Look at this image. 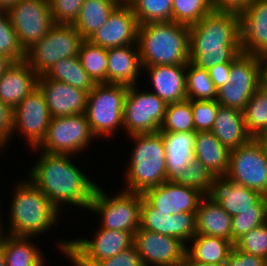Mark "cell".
Listing matches in <instances>:
<instances>
[{
  "label": "cell",
  "mask_w": 267,
  "mask_h": 266,
  "mask_svg": "<svg viewBox=\"0 0 267 266\" xmlns=\"http://www.w3.org/2000/svg\"><path fill=\"white\" fill-rule=\"evenodd\" d=\"M70 157L71 155L43 151L29 170L28 179L59 211L65 203L88 209L98 186L77 168Z\"/></svg>",
  "instance_id": "obj_1"
},
{
  "label": "cell",
  "mask_w": 267,
  "mask_h": 266,
  "mask_svg": "<svg viewBox=\"0 0 267 266\" xmlns=\"http://www.w3.org/2000/svg\"><path fill=\"white\" fill-rule=\"evenodd\" d=\"M242 53L241 17L212 11L189 26V62L200 69L232 62Z\"/></svg>",
  "instance_id": "obj_2"
},
{
  "label": "cell",
  "mask_w": 267,
  "mask_h": 266,
  "mask_svg": "<svg viewBox=\"0 0 267 266\" xmlns=\"http://www.w3.org/2000/svg\"><path fill=\"white\" fill-rule=\"evenodd\" d=\"M137 45L142 67L189 62V26L174 21L139 25Z\"/></svg>",
  "instance_id": "obj_3"
},
{
  "label": "cell",
  "mask_w": 267,
  "mask_h": 266,
  "mask_svg": "<svg viewBox=\"0 0 267 266\" xmlns=\"http://www.w3.org/2000/svg\"><path fill=\"white\" fill-rule=\"evenodd\" d=\"M13 192L8 235L34 238L56 224L61 211L29 179L17 182Z\"/></svg>",
  "instance_id": "obj_4"
},
{
  "label": "cell",
  "mask_w": 267,
  "mask_h": 266,
  "mask_svg": "<svg viewBox=\"0 0 267 266\" xmlns=\"http://www.w3.org/2000/svg\"><path fill=\"white\" fill-rule=\"evenodd\" d=\"M129 137L134 140L135 146L126 170L124 190L143 193L167 181V156L160 131Z\"/></svg>",
  "instance_id": "obj_5"
},
{
  "label": "cell",
  "mask_w": 267,
  "mask_h": 266,
  "mask_svg": "<svg viewBox=\"0 0 267 266\" xmlns=\"http://www.w3.org/2000/svg\"><path fill=\"white\" fill-rule=\"evenodd\" d=\"M128 87L123 84L95 83L88 93L85 114L96 138L113 137L117 128L123 127Z\"/></svg>",
  "instance_id": "obj_6"
},
{
  "label": "cell",
  "mask_w": 267,
  "mask_h": 266,
  "mask_svg": "<svg viewBox=\"0 0 267 266\" xmlns=\"http://www.w3.org/2000/svg\"><path fill=\"white\" fill-rule=\"evenodd\" d=\"M84 39L70 24H54L50 31L25 51V61L38 76L44 75L58 61L78 56Z\"/></svg>",
  "instance_id": "obj_7"
},
{
  "label": "cell",
  "mask_w": 267,
  "mask_h": 266,
  "mask_svg": "<svg viewBox=\"0 0 267 266\" xmlns=\"http://www.w3.org/2000/svg\"><path fill=\"white\" fill-rule=\"evenodd\" d=\"M118 195L108 196L101 186H97L88 210L101 216L100 228L131 232L140 227L142 193L124 190Z\"/></svg>",
  "instance_id": "obj_8"
},
{
  "label": "cell",
  "mask_w": 267,
  "mask_h": 266,
  "mask_svg": "<svg viewBox=\"0 0 267 266\" xmlns=\"http://www.w3.org/2000/svg\"><path fill=\"white\" fill-rule=\"evenodd\" d=\"M95 138L85 113L52 117L44 140L33 149L73 156L86 149Z\"/></svg>",
  "instance_id": "obj_9"
},
{
  "label": "cell",
  "mask_w": 267,
  "mask_h": 266,
  "mask_svg": "<svg viewBox=\"0 0 267 266\" xmlns=\"http://www.w3.org/2000/svg\"><path fill=\"white\" fill-rule=\"evenodd\" d=\"M225 177L267 196V153L257 138L230 150Z\"/></svg>",
  "instance_id": "obj_10"
},
{
  "label": "cell",
  "mask_w": 267,
  "mask_h": 266,
  "mask_svg": "<svg viewBox=\"0 0 267 266\" xmlns=\"http://www.w3.org/2000/svg\"><path fill=\"white\" fill-rule=\"evenodd\" d=\"M167 103L153 92L129 86L124 102L123 128L127 135L158 132Z\"/></svg>",
  "instance_id": "obj_11"
},
{
  "label": "cell",
  "mask_w": 267,
  "mask_h": 266,
  "mask_svg": "<svg viewBox=\"0 0 267 266\" xmlns=\"http://www.w3.org/2000/svg\"><path fill=\"white\" fill-rule=\"evenodd\" d=\"M92 239L65 240L59 249L70 261H100L119 254L133 245L134 235L131 232L98 228Z\"/></svg>",
  "instance_id": "obj_12"
},
{
  "label": "cell",
  "mask_w": 267,
  "mask_h": 266,
  "mask_svg": "<svg viewBox=\"0 0 267 266\" xmlns=\"http://www.w3.org/2000/svg\"><path fill=\"white\" fill-rule=\"evenodd\" d=\"M7 12L24 51L40 41L55 24L49 0H19Z\"/></svg>",
  "instance_id": "obj_13"
},
{
  "label": "cell",
  "mask_w": 267,
  "mask_h": 266,
  "mask_svg": "<svg viewBox=\"0 0 267 266\" xmlns=\"http://www.w3.org/2000/svg\"><path fill=\"white\" fill-rule=\"evenodd\" d=\"M12 134L19 130L32 148H37L44 140L51 115L44 93L36 87L14 109Z\"/></svg>",
  "instance_id": "obj_14"
},
{
  "label": "cell",
  "mask_w": 267,
  "mask_h": 266,
  "mask_svg": "<svg viewBox=\"0 0 267 266\" xmlns=\"http://www.w3.org/2000/svg\"><path fill=\"white\" fill-rule=\"evenodd\" d=\"M133 244L144 266H178L186 255V244L181 240L141 227L134 234Z\"/></svg>",
  "instance_id": "obj_15"
},
{
  "label": "cell",
  "mask_w": 267,
  "mask_h": 266,
  "mask_svg": "<svg viewBox=\"0 0 267 266\" xmlns=\"http://www.w3.org/2000/svg\"><path fill=\"white\" fill-rule=\"evenodd\" d=\"M140 227L177 238L187 245L197 234L196 213L169 214L154 208L143 196Z\"/></svg>",
  "instance_id": "obj_16"
},
{
  "label": "cell",
  "mask_w": 267,
  "mask_h": 266,
  "mask_svg": "<svg viewBox=\"0 0 267 266\" xmlns=\"http://www.w3.org/2000/svg\"><path fill=\"white\" fill-rule=\"evenodd\" d=\"M139 23L130 5L119 4L88 40L103 48L137 44Z\"/></svg>",
  "instance_id": "obj_17"
},
{
  "label": "cell",
  "mask_w": 267,
  "mask_h": 266,
  "mask_svg": "<svg viewBox=\"0 0 267 266\" xmlns=\"http://www.w3.org/2000/svg\"><path fill=\"white\" fill-rule=\"evenodd\" d=\"M142 196L154 208L173 215L182 212L196 213L204 195L195 188L164 181L158 186L145 190Z\"/></svg>",
  "instance_id": "obj_18"
},
{
  "label": "cell",
  "mask_w": 267,
  "mask_h": 266,
  "mask_svg": "<svg viewBox=\"0 0 267 266\" xmlns=\"http://www.w3.org/2000/svg\"><path fill=\"white\" fill-rule=\"evenodd\" d=\"M38 87L44 93L51 117L85 113L88 93L64 82L38 76Z\"/></svg>",
  "instance_id": "obj_19"
},
{
  "label": "cell",
  "mask_w": 267,
  "mask_h": 266,
  "mask_svg": "<svg viewBox=\"0 0 267 266\" xmlns=\"http://www.w3.org/2000/svg\"><path fill=\"white\" fill-rule=\"evenodd\" d=\"M211 195L232 217L246 211H267V196L226 177L217 178Z\"/></svg>",
  "instance_id": "obj_20"
},
{
  "label": "cell",
  "mask_w": 267,
  "mask_h": 266,
  "mask_svg": "<svg viewBox=\"0 0 267 266\" xmlns=\"http://www.w3.org/2000/svg\"><path fill=\"white\" fill-rule=\"evenodd\" d=\"M36 87L34 69L25 60L13 62L0 78V100L13 110Z\"/></svg>",
  "instance_id": "obj_21"
},
{
  "label": "cell",
  "mask_w": 267,
  "mask_h": 266,
  "mask_svg": "<svg viewBox=\"0 0 267 266\" xmlns=\"http://www.w3.org/2000/svg\"><path fill=\"white\" fill-rule=\"evenodd\" d=\"M186 65H154L142 67V71H149L154 91L167 104L187 99Z\"/></svg>",
  "instance_id": "obj_22"
},
{
  "label": "cell",
  "mask_w": 267,
  "mask_h": 266,
  "mask_svg": "<svg viewBox=\"0 0 267 266\" xmlns=\"http://www.w3.org/2000/svg\"><path fill=\"white\" fill-rule=\"evenodd\" d=\"M240 17L242 52L257 55L267 46V0H253Z\"/></svg>",
  "instance_id": "obj_23"
},
{
  "label": "cell",
  "mask_w": 267,
  "mask_h": 266,
  "mask_svg": "<svg viewBox=\"0 0 267 266\" xmlns=\"http://www.w3.org/2000/svg\"><path fill=\"white\" fill-rule=\"evenodd\" d=\"M107 61L106 83L127 86L137 84V77L142 70L137 44L108 48Z\"/></svg>",
  "instance_id": "obj_24"
},
{
  "label": "cell",
  "mask_w": 267,
  "mask_h": 266,
  "mask_svg": "<svg viewBox=\"0 0 267 266\" xmlns=\"http://www.w3.org/2000/svg\"><path fill=\"white\" fill-rule=\"evenodd\" d=\"M197 234L220 237L232 242V216L213 198L204 195L196 212Z\"/></svg>",
  "instance_id": "obj_25"
},
{
  "label": "cell",
  "mask_w": 267,
  "mask_h": 266,
  "mask_svg": "<svg viewBox=\"0 0 267 266\" xmlns=\"http://www.w3.org/2000/svg\"><path fill=\"white\" fill-rule=\"evenodd\" d=\"M166 151L167 181L180 184L181 169L194 158V137L196 132H160Z\"/></svg>",
  "instance_id": "obj_26"
},
{
  "label": "cell",
  "mask_w": 267,
  "mask_h": 266,
  "mask_svg": "<svg viewBox=\"0 0 267 266\" xmlns=\"http://www.w3.org/2000/svg\"><path fill=\"white\" fill-rule=\"evenodd\" d=\"M211 132L229 150L238 148L249 141L243 111L219 105Z\"/></svg>",
  "instance_id": "obj_27"
},
{
  "label": "cell",
  "mask_w": 267,
  "mask_h": 266,
  "mask_svg": "<svg viewBox=\"0 0 267 266\" xmlns=\"http://www.w3.org/2000/svg\"><path fill=\"white\" fill-rule=\"evenodd\" d=\"M230 150L211 131L196 132L194 158L199 160L216 177H225L229 168Z\"/></svg>",
  "instance_id": "obj_28"
},
{
  "label": "cell",
  "mask_w": 267,
  "mask_h": 266,
  "mask_svg": "<svg viewBox=\"0 0 267 266\" xmlns=\"http://www.w3.org/2000/svg\"><path fill=\"white\" fill-rule=\"evenodd\" d=\"M0 218V243L6 259V266H44V254L31 242L30 237L4 235Z\"/></svg>",
  "instance_id": "obj_29"
},
{
  "label": "cell",
  "mask_w": 267,
  "mask_h": 266,
  "mask_svg": "<svg viewBox=\"0 0 267 266\" xmlns=\"http://www.w3.org/2000/svg\"><path fill=\"white\" fill-rule=\"evenodd\" d=\"M190 242L193 245H186V255L204 264H224L234 247L227 239L203 234H196Z\"/></svg>",
  "instance_id": "obj_30"
},
{
  "label": "cell",
  "mask_w": 267,
  "mask_h": 266,
  "mask_svg": "<svg viewBox=\"0 0 267 266\" xmlns=\"http://www.w3.org/2000/svg\"><path fill=\"white\" fill-rule=\"evenodd\" d=\"M119 5L117 0H85L73 26L84 40H88Z\"/></svg>",
  "instance_id": "obj_31"
},
{
  "label": "cell",
  "mask_w": 267,
  "mask_h": 266,
  "mask_svg": "<svg viewBox=\"0 0 267 266\" xmlns=\"http://www.w3.org/2000/svg\"><path fill=\"white\" fill-rule=\"evenodd\" d=\"M44 75L49 79L64 82L87 93L95 85L84 70L78 56L68 57L58 61Z\"/></svg>",
  "instance_id": "obj_32"
},
{
  "label": "cell",
  "mask_w": 267,
  "mask_h": 266,
  "mask_svg": "<svg viewBox=\"0 0 267 266\" xmlns=\"http://www.w3.org/2000/svg\"><path fill=\"white\" fill-rule=\"evenodd\" d=\"M229 83L246 87H260L264 73L257 55L241 53L231 63Z\"/></svg>",
  "instance_id": "obj_33"
},
{
  "label": "cell",
  "mask_w": 267,
  "mask_h": 266,
  "mask_svg": "<svg viewBox=\"0 0 267 266\" xmlns=\"http://www.w3.org/2000/svg\"><path fill=\"white\" fill-rule=\"evenodd\" d=\"M246 129L252 138L267 131V85L263 83L243 110Z\"/></svg>",
  "instance_id": "obj_34"
},
{
  "label": "cell",
  "mask_w": 267,
  "mask_h": 266,
  "mask_svg": "<svg viewBox=\"0 0 267 266\" xmlns=\"http://www.w3.org/2000/svg\"><path fill=\"white\" fill-rule=\"evenodd\" d=\"M79 60L94 83H106L107 49L83 40L80 46Z\"/></svg>",
  "instance_id": "obj_35"
},
{
  "label": "cell",
  "mask_w": 267,
  "mask_h": 266,
  "mask_svg": "<svg viewBox=\"0 0 267 266\" xmlns=\"http://www.w3.org/2000/svg\"><path fill=\"white\" fill-rule=\"evenodd\" d=\"M160 132H195L191 100L167 104Z\"/></svg>",
  "instance_id": "obj_36"
},
{
  "label": "cell",
  "mask_w": 267,
  "mask_h": 266,
  "mask_svg": "<svg viewBox=\"0 0 267 266\" xmlns=\"http://www.w3.org/2000/svg\"><path fill=\"white\" fill-rule=\"evenodd\" d=\"M186 92L189 100H216L217 89L208 70L186 65Z\"/></svg>",
  "instance_id": "obj_37"
},
{
  "label": "cell",
  "mask_w": 267,
  "mask_h": 266,
  "mask_svg": "<svg viewBox=\"0 0 267 266\" xmlns=\"http://www.w3.org/2000/svg\"><path fill=\"white\" fill-rule=\"evenodd\" d=\"M173 0H134L131 6L139 25L172 21Z\"/></svg>",
  "instance_id": "obj_38"
},
{
  "label": "cell",
  "mask_w": 267,
  "mask_h": 266,
  "mask_svg": "<svg viewBox=\"0 0 267 266\" xmlns=\"http://www.w3.org/2000/svg\"><path fill=\"white\" fill-rule=\"evenodd\" d=\"M217 178L199 160L192 158L180 172V184L195 188L203 195H211Z\"/></svg>",
  "instance_id": "obj_39"
},
{
  "label": "cell",
  "mask_w": 267,
  "mask_h": 266,
  "mask_svg": "<svg viewBox=\"0 0 267 266\" xmlns=\"http://www.w3.org/2000/svg\"><path fill=\"white\" fill-rule=\"evenodd\" d=\"M212 11V0H173L172 21L191 26Z\"/></svg>",
  "instance_id": "obj_40"
},
{
  "label": "cell",
  "mask_w": 267,
  "mask_h": 266,
  "mask_svg": "<svg viewBox=\"0 0 267 266\" xmlns=\"http://www.w3.org/2000/svg\"><path fill=\"white\" fill-rule=\"evenodd\" d=\"M0 55L11 58L14 62L25 59V51L21 47L17 33L11 24L9 14L0 9Z\"/></svg>",
  "instance_id": "obj_41"
},
{
  "label": "cell",
  "mask_w": 267,
  "mask_h": 266,
  "mask_svg": "<svg viewBox=\"0 0 267 266\" xmlns=\"http://www.w3.org/2000/svg\"><path fill=\"white\" fill-rule=\"evenodd\" d=\"M259 87H246L227 82L217 90V102L229 108L243 111Z\"/></svg>",
  "instance_id": "obj_42"
},
{
  "label": "cell",
  "mask_w": 267,
  "mask_h": 266,
  "mask_svg": "<svg viewBox=\"0 0 267 266\" xmlns=\"http://www.w3.org/2000/svg\"><path fill=\"white\" fill-rule=\"evenodd\" d=\"M234 246L242 252L267 259V222L244 234Z\"/></svg>",
  "instance_id": "obj_43"
},
{
  "label": "cell",
  "mask_w": 267,
  "mask_h": 266,
  "mask_svg": "<svg viewBox=\"0 0 267 266\" xmlns=\"http://www.w3.org/2000/svg\"><path fill=\"white\" fill-rule=\"evenodd\" d=\"M219 105L217 100H191L195 132L212 130Z\"/></svg>",
  "instance_id": "obj_44"
},
{
  "label": "cell",
  "mask_w": 267,
  "mask_h": 266,
  "mask_svg": "<svg viewBox=\"0 0 267 266\" xmlns=\"http://www.w3.org/2000/svg\"><path fill=\"white\" fill-rule=\"evenodd\" d=\"M267 222V211H246L232 217V243Z\"/></svg>",
  "instance_id": "obj_45"
},
{
  "label": "cell",
  "mask_w": 267,
  "mask_h": 266,
  "mask_svg": "<svg viewBox=\"0 0 267 266\" xmlns=\"http://www.w3.org/2000/svg\"><path fill=\"white\" fill-rule=\"evenodd\" d=\"M55 24L73 25L85 0H49Z\"/></svg>",
  "instance_id": "obj_46"
},
{
  "label": "cell",
  "mask_w": 267,
  "mask_h": 266,
  "mask_svg": "<svg viewBox=\"0 0 267 266\" xmlns=\"http://www.w3.org/2000/svg\"><path fill=\"white\" fill-rule=\"evenodd\" d=\"M72 263L77 266H144L134 244L108 259L100 261H72Z\"/></svg>",
  "instance_id": "obj_47"
},
{
  "label": "cell",
  "mask_w": 267,
  "mask_h": 266,
  "mask_svg": "<svg viewBox=\"0 0 267 266\" xmlns=\"http://www.w3.org/2000/svg\"><path fill=\"white\" fill-rule=\"evenodd\" d=\"M224 266H267V259L242 252L234 246Z\"/></svg>",
  "instance_id": "obj_48"
},
{
  "label": "cell",
  "mask_w": 267,
  "mask_h": 266,
  "mask_svg": "<svg viewBox=\"0 0 267 266\" xmlns=\"http://www.w3.org/2000/svg\"><path fill=\"white\" fill-rule=\"evenodd\" d=\"M13 110L0 100V148L12 138ZM11 136V137H10Z\"/></svg>",
  "instance_id": "obj_49"
},
{
  "label": "cell",
  "mask_w": 267,
  "mask_h": 266,
  "mask_svg": "<svg viewBox=\"0 0 267 266\" xmlns=\"http://www.w3.org/2000/svg\"><path fill=\"white\" fill-rule=\"evenodd\" d=\"M253 0H212L214 11L241 16Z\"/></svg>",
  "instance_id": "obj_50"
},
{
  "label": "cell",
  "mask_w": 267,
  "mask_h": 266,
  "mask_svg": "<svg viewBox=\"0 0 267 266\" xmlns=\"http://www.w3.org/2000/svg\"><path fill=\"white\" fill-rule=\"evenodd\" d=\"M231 63L215 65L208 70L210 78L217 90L229 82Z\"/></svg>",
  "instance_id": "obj_51"
},
{
  "label": "cell",
  "mask_w": 267,
  "mask_h": 266,
  "mask_svg": "<svg viewBox=\"0 0 267 266\" xmlns=\"http://www.w3.org/2000/svg\"><path fill=\"white\" fill-rule=\"evenodd\" d=\"M259 64L264 74H267V46L257 54Z\"/></svg>",
  "instance_id": "obj_52"
},
{
  "label": "cell",
  "mask_w": 267,
  "mask_h": 266,
  "mask_svg": "<svg viewBox=\"0 0 267 266\" xmlns=\"http://www.w3.org/2000/svg\"><path fill=\"white\" fill-rule=\"evenodd\" d=\"M13 62L14 61L11 58L0 55V78L13 64Z\"/></svg>",
  "instance_id": "obj_53"
},
{
  "label": "cell",
  "mask_w": 267,
  "mask_h": 266,
  "mask_svg": "<svg viewBox=\"0 0 267 266\" xmlns=\"http://www.w3.org/2000/svg\"><path fill=\"white\" fill-rule=\"evenodd\" d=\"M178 266H205L204 263L195 262L190 259L187 255L183 258V260L178 264Z\"/></svg>",
  "instance_id": "obj_54"
},
{
  "label": "cell",
  "mask_w": 267,
  "mask_h": 266,
  "mask_svg": "<svg viewBox=\"0 0 267 266\" xmlns=\"http://www.w3.org/2000/svg\"><path fill=\"white\" fill-rule=\"evenodd\" d=\"M19 0H0V9L8 11Z\"/></svg>",
  "instance_id": "obj_55"
},
{
  "label": "cell",
  "mask_w": 267,
  "mask_h": 266,
  "mask_svg": "<svg viewBox=\"0 0 267 266\" xmlns=\"http://www.w3.org/2000/svg\"><path fill=\"white\" fill-rule=\"evenodd\" d=\"M257 139L261 142L264 151L267 153V131L262 133Z\"/></svg>",
  "instance_id": "obj_56"
},
{
  "label": "cell",
  "mask_w": 267,
  "mask_h": 266,
  "mask_svg": "<svg viewBox=\"0 0 267 266\" xmlns=\"http://www.w3.org/2000/svg\"><path fill=\"white\" fill-rule=\"evenodd\" d=\"M0 266H6L5 254L3 251V245L0 243Z\"/></svg>",
  "instance_id": "obj_57"
},
{
  "label": "cell",
  "mask_w": 267,
  "mask_h": 266,
  "mask_svg": "<svg viewBox=\"0 0 267 266\" xmlns=\"http://www.w3.org/2000/svg\"><path fill=\"white\" fill-rule=\"evenodd\" d=\"M134 0H120V4H125V5H129L131 2H133Z\"/></svg>",
  "instance_id": "obj_58"
},
{
  "label": "cell",
  "mask_w": 267,
  "mask_h": 266,
  "mask_svg": "<svg viewBox=\"0 0 267 266\" xmlns=\"http://www.w3.org/2000/svg\"><path fill=\"white\" fill-rule=\"evenodd\" d=\"M205 266H224V264H205Z\"/></svg>",
  "instance_id": "obj_59"
},
{
  "label": "cell",
  "mask_w": 267,
  "mask_h": 266,
  "mask_svg": "<svg viewBox=\"0 0 267 266\" xmlns=\"http://www.w3.org/2000/svg\"><path fill=\"white\" fill-rule=\"evenodd\" d=\"M264 83L267 85V74H264Z\"/></svg>",
  "instance_id": "obj_60"
}]
</instances>
